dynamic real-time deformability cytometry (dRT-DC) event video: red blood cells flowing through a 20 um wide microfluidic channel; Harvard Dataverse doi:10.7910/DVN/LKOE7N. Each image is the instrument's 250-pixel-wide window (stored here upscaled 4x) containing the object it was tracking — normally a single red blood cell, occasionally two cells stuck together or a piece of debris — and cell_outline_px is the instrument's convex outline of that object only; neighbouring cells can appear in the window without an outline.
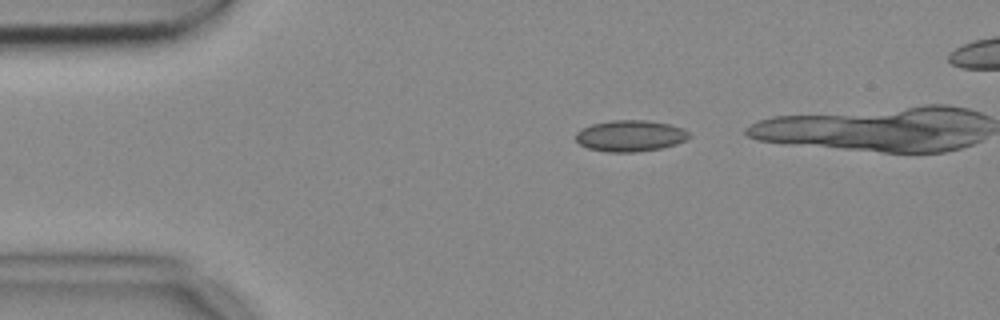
{"species": "common noctule bat (a hibernating species)", "species_latin": "Nyctalus noctula", "temperature_condition": "cold", "stored_images_in_passage": 8, "camera_frame_rate_fps": 3000, "um_per_image_px": 0.085, "animal": {"sex": "female", "body_mass_g": 18.4}, "frame": {"image": 1, "passage_image": 1, "time_ms": 0.0, "image_size_px": [1000, 320], "cell_outline_px": [[692, 136], [676, 144], [660, 148], [636, 152], [604, 152], [588, 148], [580, 144], [576, 140], [576, 132], [592, 124], [612, 120], [648, 120], [668, 124], [684, 128]], "centroid_in_image_um": [53.58, 11.55], "position_along_channel_um": 31.4, "area_um2": 20.63}}
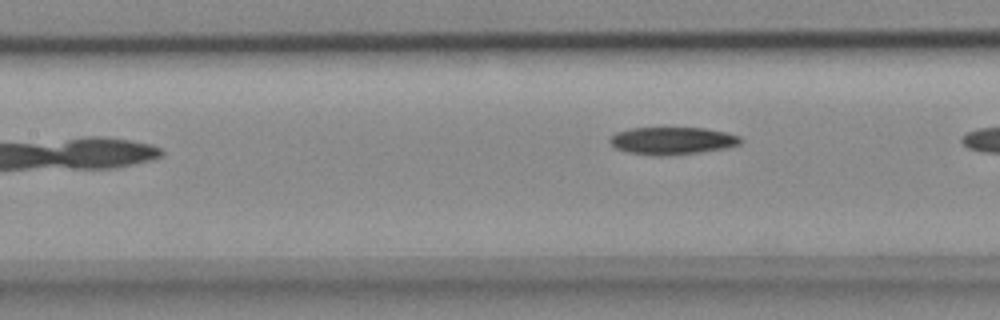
{"frame": {"image": 2, "passage_image": 8, "time_ms": 2.333, "image_size_px": [1000, 320], "cell_outline_px": [[740, 144], [724, 148], [696, 152], [628, 152], [616, 148], [608, 140], [616, 132], [628, 128], [704, 128], [724, 132], [740, 136]], "centroid_in_image_um": [57.14, 11.89], "position_along_channel_um": 150.3, "area_um2": 19.54}}